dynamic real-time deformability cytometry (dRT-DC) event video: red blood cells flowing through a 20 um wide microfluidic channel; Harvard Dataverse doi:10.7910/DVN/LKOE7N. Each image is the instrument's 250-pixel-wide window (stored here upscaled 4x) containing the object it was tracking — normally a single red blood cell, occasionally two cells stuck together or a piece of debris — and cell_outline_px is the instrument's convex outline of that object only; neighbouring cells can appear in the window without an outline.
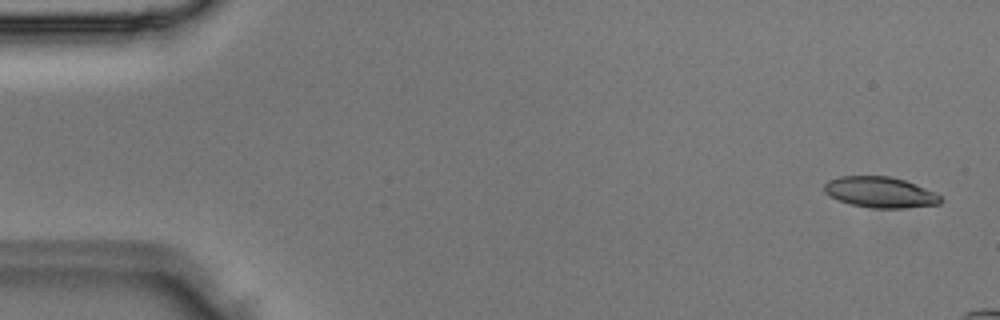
{"species": "Egyptian fruit bat (a non-hibernating species)", "species_latin": "Rousettus aegyptiacus", "temperature_condition": "room temperature", "stored_images_in_passage": 4, "camera_frame_rate_fps": 3000, "um_per_image_px": 0.085, "animal": {"sex": "male"}, "frame": {"image": 1, "passage_image": 1, "time_ms": 0.0, "image_size_px": [1000, 320], "cell_outline_px": [[940, 204], [904, 208], [872, 208], [852, 204], [840, 200], [824, 192], [824, 184], [828, 180], [840, 176], [888, 176], [904, 180], [916, 184], [936, 192], [940, 196]], "centroid_in_image_um": [74.83, 16.33], "position_along_channel_um": 10.2, "area_um2": 20.75}}